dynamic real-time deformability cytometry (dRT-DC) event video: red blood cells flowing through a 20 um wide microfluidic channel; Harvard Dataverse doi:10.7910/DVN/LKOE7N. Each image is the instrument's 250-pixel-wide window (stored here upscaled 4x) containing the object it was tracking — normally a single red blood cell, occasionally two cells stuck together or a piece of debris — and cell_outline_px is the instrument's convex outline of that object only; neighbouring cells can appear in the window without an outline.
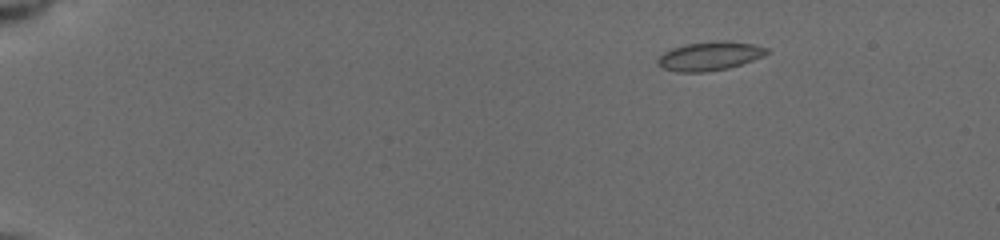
{"species": "common noctule bat (a hibernating species)", "species_latin": "Nyctalus noctula", "temperature_condition": "cold", "stored_images_in_passage": 26, "camera_frame_rate_fps": 3000, "um_per_image_px": 0.085, "animal": {"sex": "female", "body_mass_g": 19.5, "forearm_length_mm": 54.1}, "frame": {"image": 1, "passage_image": 9, "time_ms": 3.0, "image_size_px": [1000, 240], "cell_outline_px": [[768, 52], [764, 56], [728, 68], [704, 72], [676, 72], [664, 68], [656, 64], [656, 60], [664, 52], [672, 48], [688, 44], [720, 40], [724, 40], [752, 44], [768, 48]], "centroid_in_image_um": [60.3, 4.77], "position_along_channel_um": 24.7, "area_um2": 18.15}}
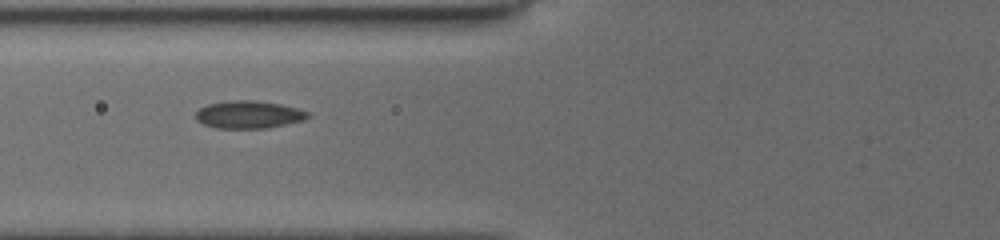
{"frame": {"image": 2, "passage_image": 21, "time_ms": 8.0, "image_size_px": [1000, 240], "cell_outline_px": [[312, 116], [304, 120], [264, 128], [216, 128], [204, 124], [196, 120], [196, 112], [200, 108], [208, 104], [228, 100], [256, 100], [280, 104], [296, 108], [308, 112]], "centroid_in_image_um": [21.13, 9.73], "position_along_channel_um": 104.7, "area_um2": 17.98}}
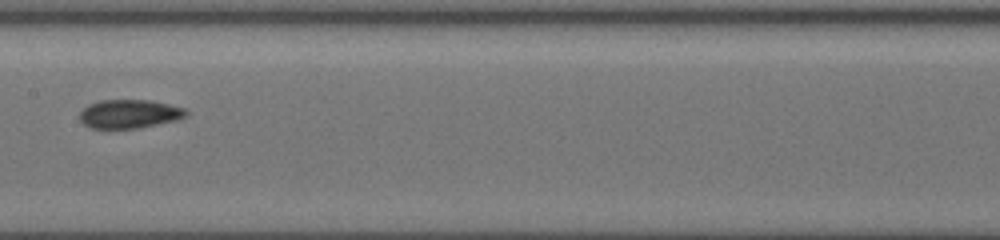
{"frame": {"image": 3, "passage_image": 26, "time_ms": 10.333, "image_size_px": [1000, 240], "cell_outline_px": [[188, 112], [184, 116], [176, 120], [136, 128], [92, 128], [84, 124], [80, 120], [80, 112], [88, 104], [100, 100], [152, 100], [184, 108]], "centroid_in_image_um": [10.97, 9.67], "position_along_channel_um": 196.4, "area_um2": 17.57}}